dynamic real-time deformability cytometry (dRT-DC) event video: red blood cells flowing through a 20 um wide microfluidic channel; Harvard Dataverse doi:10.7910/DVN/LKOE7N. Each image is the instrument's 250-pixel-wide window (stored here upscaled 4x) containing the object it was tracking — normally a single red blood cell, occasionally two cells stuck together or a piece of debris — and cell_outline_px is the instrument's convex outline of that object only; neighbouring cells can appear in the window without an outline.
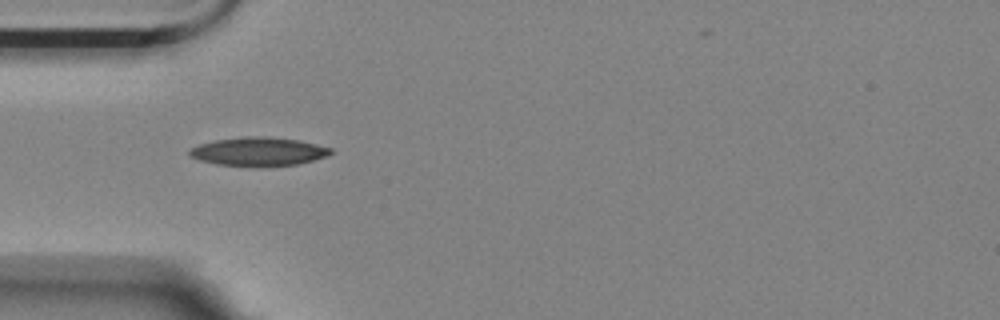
{"species": "Egyptian fruit bat (a non-hibernating species)", "species_latin": "Rousettus aegyptiacus", "temperature_condition": "room temperature", "stored_images_in_passage": 2, "camera_frame_rate_fps": 3000, "um_per_image_px": 0.085, "animal": {"sex": "female"}, "frame": {"image": 1, "passage_image": 1, "time_ms": 0.0, "image_size_px": [1000, 320], "cell_outline_px": [[332, 152], [328, 156], [296, 164], [216, 164], [200, 160], [188, 156], [188, 152], [192, 148], [200, 144], [216, 140], [244, 136], [264, 136], [300, 140], [332, 148]], "centroid_in_image_um": [21.98, 12.84], "position_along_channel_um": 63.0, "area_um2": 22.72}}
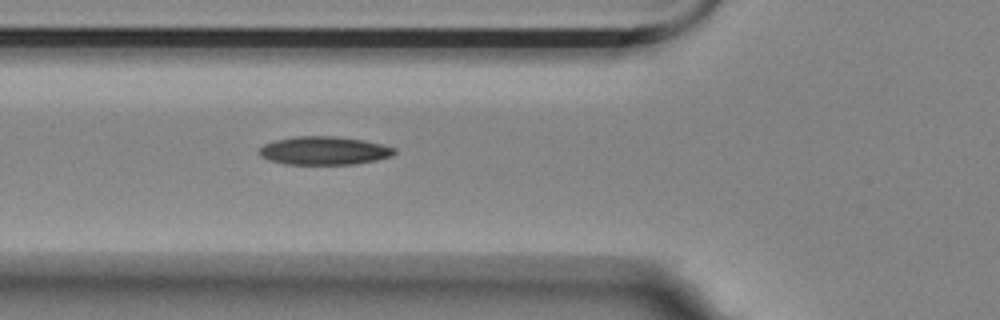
{"frame": {"image": 2, "passage_image": 2, "time_ms": 1.0, "image_size_px": [1000, 320], "cell_outline_px": [[396, 152], [392, 156], [376, 160], [352, 164], [284, 164], [268, 160], [260, 156], [260, 148], [264, 144], [272, 140], [296, 136], [336, 136], [364, 140], [396, 148]], "centroid_in_image_um": [27.53, 12.8], "position_along_channel_um": 98.3, "area_um2": 22.37}}